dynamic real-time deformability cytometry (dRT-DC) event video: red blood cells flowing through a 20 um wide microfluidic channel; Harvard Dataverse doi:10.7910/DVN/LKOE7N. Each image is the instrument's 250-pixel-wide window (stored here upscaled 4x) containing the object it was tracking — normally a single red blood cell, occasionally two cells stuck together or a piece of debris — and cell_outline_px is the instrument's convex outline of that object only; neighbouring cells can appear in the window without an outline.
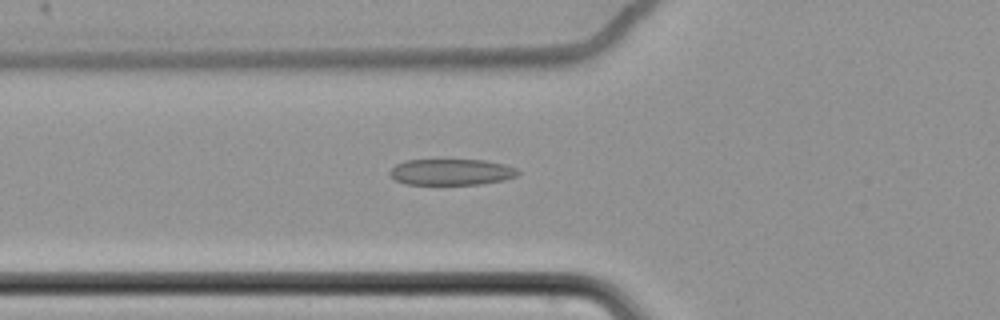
{"species": "common noctule bat (a hibernating species)", "species_latin": "Nyctalus noctula", "temperature_condition": "cold", "stored_images_in_passage": 64, "camera_frame_rate_fps": 3000, "um_per_image_px": 0.085, "animal": {"sex": "female", "body_mass_g": 22.7, "forearm_length_mm": 54.2}, "frame": {"image": 1, "passage_image": 26, "time_ms": 8.333, "image_size_px": [1000, 320], "cell_outline_px": [[520, 172], [516, 176], [504, 180], [484, 184], [404, 184], [396, 180], [388, 172], [396, 164], [404, 160], [484, 160], [504, 164], [516, 168]], "centroid_in_image_um": [38.37, 14.62], "position_along_channel_um": 87.4, "area_um2": 19.54}}
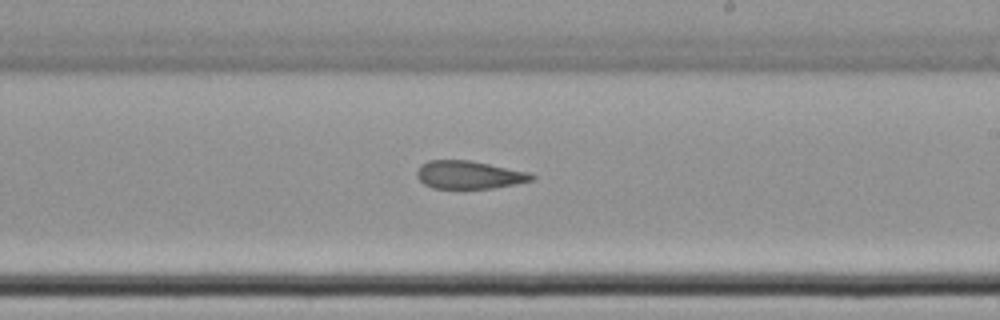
{"frame": {"image": 2, "passage_image": 40, "time_ms": 13.0, "image_size_px": [1000, 320], "cell_outline_px": [[536, 176], [532, 180], [492, 188], [432, 188], [424, 184], [416, 176], [416, 172], [420, 164], [428, 160], [468, 160], [528, 172]], "centroid_in_image_um": [39.8, 14.85], "position_along_channel_um": 249.2, "area_um2": 18.5}}
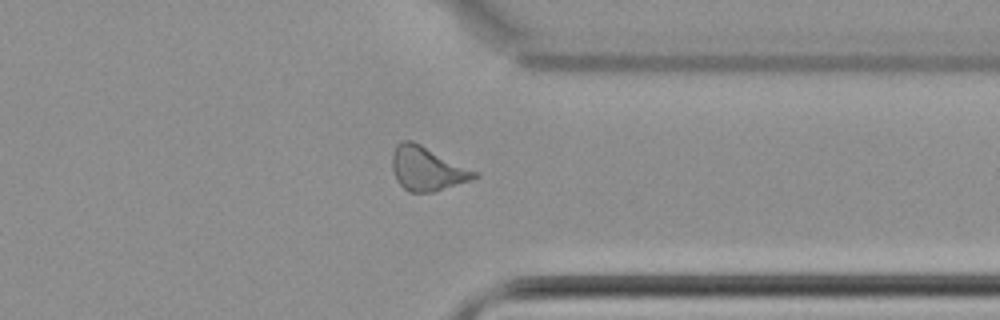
{"frame": {"image": 3, "passage_image": 51, "time_ms": 16.667, "image_size_px": [1000, 320], "cell_outline_px": [[480, 176], [432, 192], [408, 192], [396, 180], [392, 168], [392, 152], [396, 144], [400, 140], [412, 140], [480, 172]], "centroid_in_image_um": [36.28, 14.31], "position_along_channel_um": 375.1, "area_um2": 21.1}, "authors_computed_cell_mechanics": {"area_um2": 21.1548, "velocity_mm_per_s": 3.4674, "shape_relaxation_time_tau1_ms": null, "shape_relaxation_time_tau2_ms": 3.6412, "deformation_change_tau1": null, "deformation_change_tau2": 0.1147}}